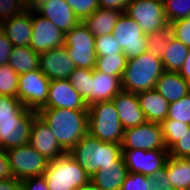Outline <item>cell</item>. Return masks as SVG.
Segmentation results:
<instances>
[{"label": "cell", "mask_w": 190, "mask_h": 190, "mask_svg": "<svg viewBox=\"0 0 190 190\" xmlns=\"http://www.w3.org/2000/svg\"><path fill=\"white\" fill-rule=\"evenodd\" d=\"M64 45L76 68H95V36L83 22L65 33Z\"/></svg>", "instance_id": "6"}, {"label": "cell", "mask_w": 190, "mask_h": 190, "mask_svg": "<svg viewBox=\"0 0 190 190\" xmlns=\"http://www.w3.org/2000/svg\"><path fill=\"white\" fill-rule=\"evenodd\" d=\"M36 12L50 20L63 33H67L81 22L65 0H47Z\"/></svg>", "instance_id": "19"}, {"label": "cell", "mask_w": 190, "mask_h": 190, "mask_svg": "<svg viewBox=\"0 0 190 190\" xmlns=\"http://www.w3.org/2000/svg\"><path fill=\"white\" fill-rule=\"evenodd\" d=\"M137 96L147 121L161 124L167 118L170 103L155 89L139 92Z\"/></svg>", "instance_id": "23"}, {"label": "cell", "mask_w": 190, "mask_h": 190, "mask_svg": "<svg viewBox=\"0 0 190 190\" xmlns=\"http://www.w3.org/2000/svg\"><path fill=\"white\" fill-rule=\"evenodd\" d=\"M119 115L122 128L136 127L146 122V117L139 103L137 93L121 90L112 99Z\"/></svg>", "instance_id": "18"}, {"label": "cell", "mask_w": 190, "mask_h": 190, "mask_svg": "<svg viewBox=\"0 0 190 190\" xmlns=\"http://www.w3.org/2000/svg\"><path fill=\"white\" fill-rule=\"evenodd\" d=\"M19 74L10 65L0 66V95L17 98Z\"/></svg>", "instance_id": "31"}, {"label": "cell", "mask_w": 190, "mask_h": 190, "mask_svg": "<svg viewBox=\"0 0 190 190\" xmlns=\"http://www.w3.org/2000/svg\"><path fill=\"white\" fill-rule=\"evenodd\" d=\"M10 169L14 178L22 181L31 177L43 176L49 160L42 156L29 143L6 150Z\"/></svg>", "instance_id": "7"}, {"label": "cell", "mask_w": 190, "mask_h": 190, "mask_svg": "<svg viewBox=\"0 0 190 190\" xmlns=\"http://www.w3.org/2000/svg\"><path fill=\"white\" fill-rule=\"evenodd\" d=\"M37 113L49 125L58 144L66 153L88 134V111L40 108Z\"/></svg>", "instance_id": "1"}, {"label": "cell", "mask_w": 190, "mask_h": 190, "mask_svg": "<svg viewBox=\"0 0 190 190\" xmlns=\"http://www.w3.org/2000/svg\"><path fill=\"white\" fill-rule=\"evenodd\" d=\"M50 80L40 69L19 75L17 98L31 110L38 111L48 98Z\"/></svg>", "instance_id": "9"}, {"label": "cell", "mask_w": 190, "mask_h": 190, "mask_svg": "<svg viewBox=\"0 0 190 190\" xmlns=\"http://www.w3.org/2000/svg\"><path fill=\"white\" fill-rule=\"evenodd\" d=\"M171 35L170 25L167 28L155 31L147 35V52L161 58L162 52L167 48L169 36Z\"/></svg>", "instance_id": "34"}, {"label": "cell", "mask_w": 190, "mask_h": 190, "mask_svg": "<svg viewBox=\"0 0 190 190\" xmlns=\"http://www.w3.org/2000/svg\"><path fill=\"white\" fill-rule=\"evenodd\" d=\"M2 25H3V22L0 21V32L2 31Z\"/></svg>", "instance_id": "52"}, {"label": "cell", "mask_w": 190, "mask_h": 190, "mask_svg": "<svg viewBox=\"0 0 190 190\" xmlns=\"http://www.w3.org/2000/svg\"><path fill=\"white\" fill-rule=\"evenodd\" d=\"M8 155L6 150L0 148V180L12 178Z\"/></svg>", "instance_id": "47"}, {"label": "cell", "mask_w": 190, "mask_h": 190, "mask_svg": "<svg viewBox=\"0 0 190 190\" xmlns=\"http://www.w3.org/2000/svg\"><path fill=\"white\" fill-rule=\"evenodd\" d=\"M125 13L137 22L145 35L170 25L160 0H131Z\"/></svg>", "instance_id": "8"}, {"label": "cell", "mask_w": 190, "mask_h": 190, "mask_svg": "<svg viewBox=\"0 0 190 190\" xmlns=\"http://www.w3.org/2000/svg\"><path fill=\"white\" fill-rule=\"evenodd\" d=\"M121 90V79L118 76L107 75L104 72L93 69L89 106L97 102L112 101Z\"/></svg>", "instance_id": "20"}, {"label": "cell", "mask_w": 190, "mask_h": 190, "mask_svg": "<svg viewBox=\"0 0 190 190\" xmlns=\"http://www.w3.org/2000/svg\"><path fill=\"white\" fill-rule=\"evenodd\" d=\"M36 114L37 111L26 108L17 118L0 119V148L7 150L29 143Z\"/></svg>", "instance_id": "12"}, {"label": "cell", "mask_w": 190, "mask_h": 190, "mask_svg": "<svg viewBox=\"0 0 190 190\" xmlns=\"http://www.w3.org/2000/svg\"><path fill=\"white\" fill-rule=\"evenodd\" d=\"M162 2L169 24L190 16V0H163Z\"/></svg>", "instance_id": "33"}, {"label": "cell", "mask_w": 190, "mask_h": 190, "mask_svg": "<svg viewBox=\"0 0 190 190\" xmlns=\"http://www.w3.org/2000/svg\"><path fill=\"white\" fill-rule=\"evenodd\" d=\"M26 10L20 0H0V21L4 22Z\"/></svg>", "instance_id": "41"}, {"label": "cell", "mask_w": 190, "mask_h": 190, "mask_svg": "<svg viewBox=\"0 0 190 190\" xmlns=\"http://www.w3.org/2000/svg\"><path fill=\"white\" fill-rule=\"evenodd\" d=\"M168 155L173 158H190V127L169 149Z\"/></svg>", "instance_id": "39"}, {"label": "cell", "mask_w": 190, "mask_h": 190, "mask_svg": "<svg viewBox=\"0 0 190 190\" xmlns=\"http://www.w3.org/2000/svg\"><path fill=\"white\" fill-rule=\"evenodd\" d=\"M189 49L188 46L171 34L169 36L168 46L161 55L164 70L166 72H179L187 58Z\"/></svg>", "instance_id": "28"}, {"label": "cell", "mask_w": 190, "mask_h": 190, "mask_svg": "<svg viewBox=\"0 0 190 190\" xmlns=\"http://www.w3.org/2000/svg\"><path fill=\"white\" fill-rule=\"evenodd\" d=\"M76 92L84 99L89 106V94L91 80H93V69L75 68L68 78Z\"/></svg>", "instance_id": "30"}, {"label": "cell", "mask_w": 190, "mask_h": 190, "mask_svg": "<svg viewBox=\"0 0 190 190\" xmlns=\"http://www.w3.org/2000/svg\"><path fill=\"white\" fill-rule=\"evenodd\" d=\"M148 176L141 173H128L120 190H148Z\"/></svg>", "instance_id": "43"}, {"label": "cell", "mask_w": 190, "mask_h": 190, "mask_svg": "<svg viewBox=\"0 0 190 190\" xmlns=\"http://www.w3.org/2000/svg\"><path fill=\"white\" fill-rule=\"evenodd\" d=\"M122 13L121 11L98 8L82 22L94 36H104L112 34Z\"/></svg>", "instance_id": "24"}, {"label": "cell", "mask_w": 190, "mask_h": 190, "mask_svg": "<svg viewBox=\"0 0 190 190\" xmlns=\"http://www.w3.org/2000/svg\"><path fill=\"white\" fill-rule=\"evenodd\" d=\"M155 90L173 103L190 93V83L178 72L164 71L156 82Z\"/></svg>", "instance_id": "22"}, {"label": "cell", "mask_w": 190, "mask_h": 190, "mask_svg": "<svg viewBox=\"0 0 190 190\" xmlns=\"http://www.w3.org/2000/svg\"><path fill=\"white\" fill-rule=\"evenodd\" d=\"M29 144L49 161L66 153L58 144L49 125L38 113L33 118Z\"/></svg>", "instance_id": "16"}, {"label": "cell", "mask_w": 190, "mask_h": 190, "mask_svg": "<svg viewBox=\"0 0 190 190\" xmlns=\"http://www.w3.org/2000/svg\"><path fill=\"white\" fill-rule=\"evenodd\" d=\"M164 71L161 58L147 51L128 59L121 78L122 90L139 93L155 89L156 82Z\"/></svg>", "instance_id": "3"}, {"label": "cell", "mask_w": 190, "mask_h": 190, "mask_svg": "<svg viewBox=\"0 0 190 190\" xmlns=\"http://www.w3.org/2000/svg\"><path fill=\"white\" fill-rule=\"evenodd\" d=\"M174 190H190V160L168 156L164 165Z\"/></svg>", "instance_id": "27"}, {"label": "cell", "mask_w": 190, "mask_h": 190, "mask_svg": "<svg viewBox=\"0 0 190 190\" xmlns=\"http://www.w3.org/2000/svg\"><path fill=\"white\" fill-rule=\"evenodd\" d=\"M96 56H105L116 53H123L122 48L112 34L95 36Z\"/></svg>", "instance_id": "37"}, {"label": "cell", "mask_w": 190, "mask_h": 190, "mask_svg": "<svg viewBox=\"0 0 190 190\" xmlns=\"http://www.w3.org/2000/svg\"><path fill=\"white\" fill-rule=\"evenodd\" d=\"M148 183V190H174L165 166L148 176Z\"/></svg>", "instance_id": "42"}, {"label": "cell", "mask_w": 190, "mask_h": 190, "mask_svg": "<svg viewBox=\"0 0 190 190\" xmlns=\"http://www.w3.org/2000/svg\"><path fill=\"white\" fill-rule=\"evenodd\" d=\"M162 134L167 150L178 140L180 136L189 130L190 125L176 120L165 119L161 124Z\"/></svg>", "instance_id": "32"}, {"label": "cell", "mask_w": 190, "mask_h": 190, "mask_svg": "<svg viewBox=\"0 0 190 190\" xmlns=\"http://www.w3.org/2000/svg\"><path fill=\"white\" fill-rule=\"evenodd\" d=\"M2 32L13 46H29L32 36L31 11L25 10L3 22Z\"/></svg>", "instance_id": "21"}, {"label": "cell", "mask_w": 190, "mask_h": 190, "mask_svg": "<svg viewBox=\"0 0 190 190\" xmlns=\"http://www.w3.org/2000/svg\"><path fill=\"white\" fill-rule=\"evenodd\" d=\"M88 133L103 142L121 144L124 129L113 101L88 106Z\"/></svg>", "instance_id": "4"}, {"label": "cell", "mask_w": 190, "mask_h": 190, "mask_svg": "<svg viewBox=\"0 0 190 190\" xmlns=\"http://www.w3.org/2000/svg\"><path fill=\"white\" fill-rule=\"evenodd\" d=\"M131 0H98L99 8L126 12Z\"/></svg>", "instance_id": "46"}, {"label": "cell", "mask_w": 190, "mask_h": 190, "mask_svg": "<svg viewBox=\"0 0 190 190\" xmlns=\"http://www.w3.org/2000/svg\"><path fill=\"white\" fill-rule=\"evenodd\" d=\"M32 36L29 46L41 54L50 49L64 45L65 33H63L50 20L31 11Z\"/></svg>", "instance_id": "13"}, {"label": "cell", "mask_w": 190, "mask_h": 190, "mask_svg": "<svg viewBox=\"0 0 190 190\" xmlns=\"http://www.w3.org/2000/svg\"><path fill=\"white\" fill-rule=\"evenodd\" d=\"M171 34L190 48V16L170 23Z\"/></svg>", "instance_id": "40"}, {"label": "cell", "mask_w": 190, "mask_h": 190, "mask_svg": "<svg viewBox=\"0 0 190 190\" xmlns=\"http://www.w3.org/2000/svg\"><path fill=\"white\" fill-rule=\"evenodd\" d=\"M13 44L9 41L7 36L0 32V66L8 63L10 53L12 52Z\"/></svg>", "instance_id": "45"}, {"label": "cell", "mask_w": 190, "mask_h": 190, "mask_svg": "<svg viewBox=\"0 0 190 190\" xmlns=\"http://www.w3.org/2000/svg\"><path fill=\"white\" fill-rule=\"evenodd\" d=\"M82 22L99 8L98 0H65Z\"/></svg>", "instance_id": "38"}, {"label": "cell", "mask_w": 190, "mask_h": 190, "mask_svg": "<svg viewBox=\"0 0 190 190\" xmlns=\"http://www.w3.org/2000/svg\"><path fill=\"white\" fill-rule=\"evenodd\" d=\"M23 4L27 1V0H20Z\"/></svg>", "instance_id": "53"}, {"label": "cell", "mask_w": 190, "mask_h": 190, "mask_svg": "<svg viewBox=\"0 0 190 190\" xmlns=\"http://www.w3.org/2000/svg\"><path fill=\"white\" fill-rule=\"evenodd\" d=\"M75 68L65 45L40 54V70L49 80L68 79Z\"/></svg>", "instance_id": "17"}, {"label": "cell", "mask_w": 190, "mask_h": 190, "mask_svg": "<svg viewBox=\"0 0 190 190\" xmlns=\"http://www.w3.org/2000/svg\"><path fill=\"white\" fill-rule=\"evenodd\" d=\"M121 148L122 150L167 149L164 143L161 125L146 121L136 127L125 129Z\"/></svg>", "instance_id": "11"}, {"label": "cell", "mask_w": 190, "mask_h": 190, "mask_svg": "<svg viewBox=\"0 0 190 190\" xmlns=\"http://www.w3.org/2000/svg\"><path fill=\"white\" fill-rule=\"evenodd\" d=\"M45 1L47 0H27L24 6L28 11H36Z\"/></svg>", "instance_id": "50"}, {"label": "cell", "mask_w": 190, "mask_h": 190, "mask_svg": "<svg viewBox=\"0 0 190 190\" xmlns=\"http://www.w3.org/2000/svg\"><path fill=\"white\" fill-rule=\"evenodd\" d=\"M127 59H131L147 51V35L134 19L125 12L121 14L112 32Z\"/></svg>", "instance_id": "10"}, {"label": "cell", "mask_w": 190, "mask_h": 190, "mask_svg": "<svg viewBox=\"0 0 190 190\" xmlns=\"http://www.w3.org/2000/svg\"><path fill=\"white\" fill-rule=\"evenodd\" d=\"M75 190H100L91 180Z\"/></svg>", "instance_id": "51"}, {"label": "cell", "mask_w": 190, "mask_h": 190, "mask_svg": "<svg viewBox=\"0 0 190 190\" xmlns=\"http://www.w3.org/2000/svg\"><path fill=\"white\" fill-rule=\"evenodd\" d=\"M127 61V56L124 53L97 56L94 69L104 72L107 75L118 76L121 79Z\"/></svg>", "instance_id": "29"}, {"label": "cell", "mask_w": 190, "mask_h": 190, "mask_svg": "<svg viewBox=\"0 0 190 190\" xmlns=\"http://www.w3.org/2000/svg\"><path fill=\"white\" fill-rule=\"evenodd\" d=\"M167 119L190 125V93L178 101L169 104Z\"/></svg>", "instance_id": "35"}, {"label": "cell", "mask_w": 190, "mask_h": 190, "mask_svg": "<svg viewBox=\"0 0 190 190\" xmlns=\"http://www.w3.org/2000/svg\"><path fill=\"white\" fill-rule=\"evenodd\" d=\"M42 108L88 111V105L68 79L50 80L47 102Z\"/></svg>", "instance_id": "15"}, {"label": "cell", "mask_w": 190, "mask_h": 190, "mask_svg": "<svg viewBox=\"0 0 190 190\" xmlns=\"http://www.w3.org/2000/svg\"><path fill=\"white\" fill-rule=\"evenodd\" d=\"M0 190H21V181L14 177L0 180Z\"/></svg>", "instance_id": "48"}, {"label": "cell", "mask_w": 190, "mask_h": 190, "mask_svg": "<svg viewBox=\"0 0 190 190\" xmlns=\"http://www.w3.org/2000/svg\"><path fill=\"white\" fill-rule=\"evenodd\" d=\"M128 173L126 165L103 166L91 177V181L100 190H120Z\"/></svg>", "instance_id": "25"}, {"label": "cell", "mask_w": 190, "mask_h": 190, "mask_svg": "<svg viewBox=\"0 0 190 190\" xmlns=\"http://www.w3.org/2000/svg\"><path fill=\"white\" fill-rule=\"evenodd\" d=\"M69 154L90 177L103 166L125 165L121 144L103 142L89 133L78 141Z\"/></svg>", "instance_id": "2"}, {"label": "cell", "mask_w": 190, "mask_h": 190, "mask_svg": "<svg viewBox=\"0 0 190 190\" xmlns=\"http://www.w3.org/2000/svg\"><path fill=\"white\" fill-rule=\"evenodd\" d=\"M7 64L21 75L40 69V54L30 46H13Z\"/></svg>", "instance_id": "26"}, {"label": "cell", "mask_w": 190, "mask_h": 190, "mask_svg": "<svg viewBox=\"0 0 190 190\" xmlns=\"http://www.w3.org/2000/svg\"><path fill=\"white\" fill-rule=\"evenodd\" d=\"M25 109L18 98L0 95V119L17 118Z\"/></svg>", "instance_id": "36"}, {"label": "cell", "mask_w": 190, "mask_h": 190, "mask_svg": "<svg viewBox=\"0 0 190 190\" xmlns=\"http://www.w3.org/2000/svg\"><path fill=\"white\" fill-rule=\"evenodd\" d=\"M122 155L129 173H141L147 176L164 167L169 156L167 149L122 150Z\"/></svg>", "instance_id": "14"}, {"label": "cell", "mask_w": 190, "mask_h": 190, "mask_svg": "<svg viewBox=\"0 0 190 190\" xmlns=\"http://www.w3.org/2000/svg\"><path fill=\"white\" fill-rule=\"evenodd\" d=\"M43 177L49 190H75L91 180L69 152L49 161Z\"/></svg>", "instance_id": "5"}, {"label": "cell", "mask_w": 190, "mask_h": 190, "mask_svg": "<svg viewBox=\"0 0 190 190\" xmlns=\"http://www.w3.org/2000/svg\"><path fill=\"white\" fill-rule=\"evenodd\" d=\"M186 81L190 83V49L186 60L178 72Z\"/></svg>", "instance_id": "49"}, {"label": "cell", "mask_w": 190, "mask_h": 190, "mask_svg": "<svg viewBox=\"0 0 190 190\" xmlns=\"http://www.w3.org/2000/svg\"><path fill=\"white\" fill-rule=\"evenodd\" d=\"M21 190H49L43 176L31 177L21 181Z\"/></svg>", "instance_id": "44"}]
</instances>
